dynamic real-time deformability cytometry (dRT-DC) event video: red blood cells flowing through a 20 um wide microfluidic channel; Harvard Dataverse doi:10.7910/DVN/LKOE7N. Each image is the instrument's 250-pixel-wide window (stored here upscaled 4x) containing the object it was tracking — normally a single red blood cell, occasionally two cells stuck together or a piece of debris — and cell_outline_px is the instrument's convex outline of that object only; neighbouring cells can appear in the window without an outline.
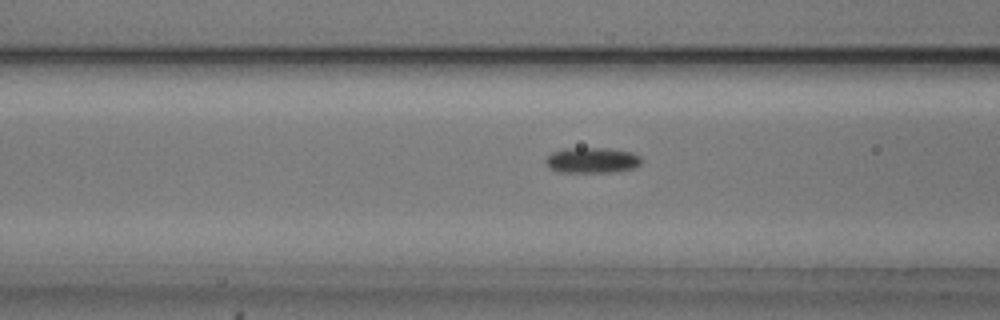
{"species": "common noctule bat (a hibernating species)", "species_latin": "Nyctalus noctula", "temperature_condition": "cold", "stored_images_in_passage": 21, "camera_frame_rate_fps": 3000, "um_per_image_px": 0.085, "animal": {"sex": "male", "body_mass_g": 20.5, "forearm_length_mm": 52.5}, "frame": {"image": 1, "passage_image": 15, "time_ms": 4.667, "image_size_px": [1000, 320], "cell_outline_px": [[644, 160], [640, 164], [632, 168], [616, 172], [556, 172], [548, 168], [544, 164], [544, 160], [552, 152], [564, 148], [608, 148], [632, 152], [640, 156]], "centroid_in_image_um": [50.29, 13.62], "position_along_channel_um": 116.3, "area_um2": 14.57}}
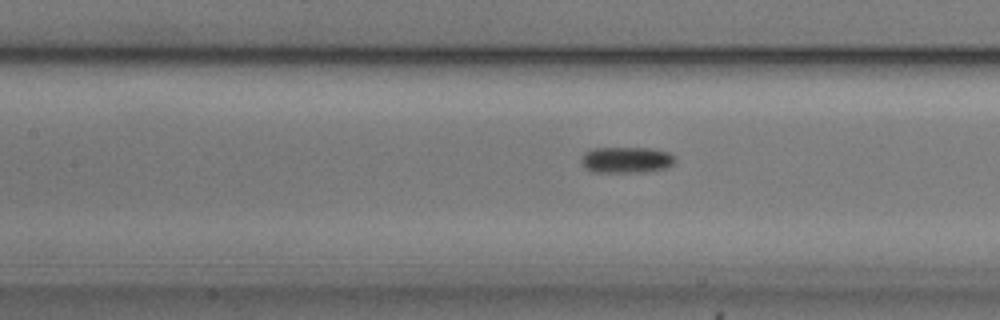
{"frame": {"image": 2, "passage_image": 18, "time_ms": 5.667, "image_size_px": [1000, 320], "cell_outline_px": [[676, 160], [672, 164], [664, 168], [644, 172], [592, 172], [584, 168], [580, 160], [584, 152], [596, 148], [648, 148], [668, 152], [676, 156]], "centroid_in_image_um": [53.22, 13.59], "position_along_channel_um": 154.2, "area_um2": 14.33}}